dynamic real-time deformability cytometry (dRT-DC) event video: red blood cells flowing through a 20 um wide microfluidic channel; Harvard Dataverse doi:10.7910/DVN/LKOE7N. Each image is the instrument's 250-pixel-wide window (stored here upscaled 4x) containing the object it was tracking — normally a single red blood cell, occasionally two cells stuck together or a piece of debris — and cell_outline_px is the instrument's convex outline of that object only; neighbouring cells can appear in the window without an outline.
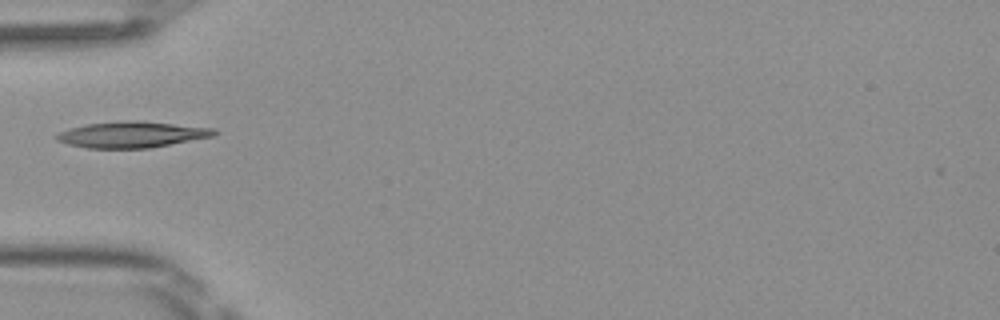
{"species": "Egyptian fruit bat (a non-hibernating species)", "species_latin": "Rousettus aegyptiacus", "temperature_condition": "room temperature", "stored_images_in_passage": 34, "camera_frame_rate_fps": 3000, "um_per_image_px": 0.085, "frame": {"image": 1, "passage_image": 1, "time_ms": 0.0, "image_size_px": [1000, 320], "cell_outline_px": [[220, 132], [212, 136], [148, 148], [88, 148], [68, 144], [56, 140], [56, 136], [60, 132], [72, 128], [88, 124], [124, 120], [136, 120], [216, 128]], "centroid_in_image_um": [11.24, 11.43], "position_along_channel_um": 73.8, "area_um2": 23.7}}
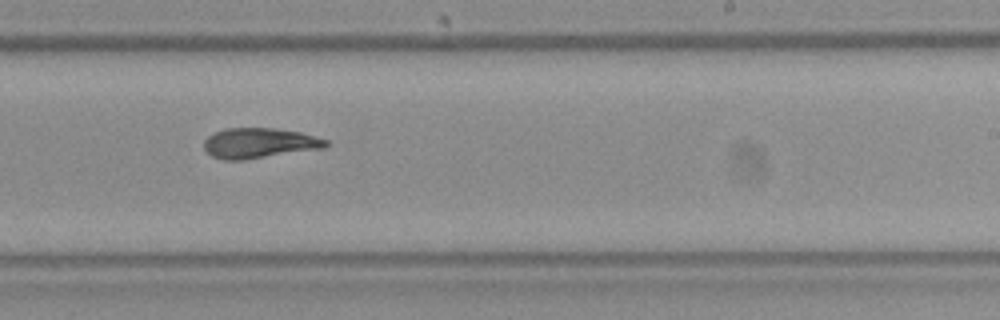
{"frame": {"image": 2, "passage_image": 15, "time_ms": 4.667, "image_size_px": [1000, 320], "cell_outline_px": [[332, 144], [324, 148], [244, 160], [224, 160], [212, 156], [204, 148], [204, 140], [208, 136], [224, 128], [276, 128], [300, 132], [328, 140]], "centroid_in_image_um": [22.06, 12.16], "position_along_channel_um": 266.9, "area_um2": 21.56}}
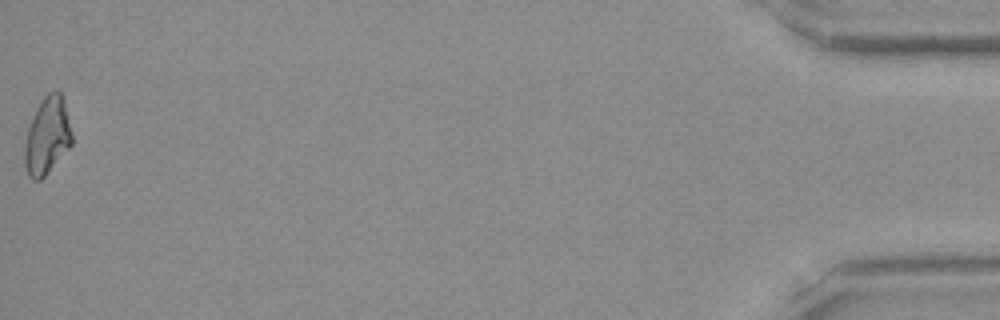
{"frame": {"image": 3, "passage_image": 34, "time_ms": 11.0, "image_size_px": [1000, 320], "cell_outline_px": [[72, 144], [44, 176], [40, 180], [32, 180], [28, 176], [24, 164], [24, 144], [28, 128], [36, 108], [44, 96], [48, 92], [56, 88], [60, 92], [64, 100], [72, 132]], "centroid_in_image_um": [4.0, 11.53], "position_along_channel_um": 431.2, "area_um2": 21.33}, "authors_computed_cell_mechanics": {"area_um2": 21.5883, "velocity_mm_per_s": 4.121, "shape_relaxation_time_tau1_ms": null, "shape_relaxation_time_tau2_ms": 3.8045, "deformation_change_tau1": null, "deformation_change_tau2": 0.0953}}